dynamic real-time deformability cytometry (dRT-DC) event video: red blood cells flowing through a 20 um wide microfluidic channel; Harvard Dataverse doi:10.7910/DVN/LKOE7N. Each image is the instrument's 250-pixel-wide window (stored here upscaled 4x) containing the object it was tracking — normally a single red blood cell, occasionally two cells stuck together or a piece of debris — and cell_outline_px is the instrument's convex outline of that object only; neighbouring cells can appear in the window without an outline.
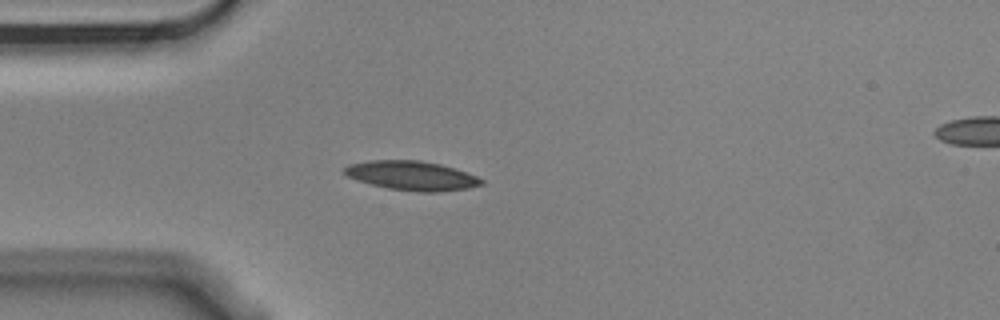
{"species": "Egyptian fruit bat (a non-hibernating species)", "species_latin": "Rousettus aegyptiacus", "temperature_condition": "cold", "stored_images_in_passage": 4, "segment_of_instrument_passage": [1, 2], "camera_frame_rate_fps": 3000, "um_per_image_px": 0.085, "animal": {"sex": "male"}, "frame": {"image": 1, "passage_image": 3, "time_ms": 0.667, "image_size_px": [1000, 320], "cell_outline_px": [[484, 184], [468, 188], [440, 192], [416, 192], [388, 188], [372, 184], [348, 176], [344, 172], [344, 168], [348, 164], [368, 160], [420, 160], [440, 164], [476, 176], [484, 180]], "centroid_in_image_um": [35.01, 14.93], "position_along_channel_um": 50.0, "area_um2": 23.18}}